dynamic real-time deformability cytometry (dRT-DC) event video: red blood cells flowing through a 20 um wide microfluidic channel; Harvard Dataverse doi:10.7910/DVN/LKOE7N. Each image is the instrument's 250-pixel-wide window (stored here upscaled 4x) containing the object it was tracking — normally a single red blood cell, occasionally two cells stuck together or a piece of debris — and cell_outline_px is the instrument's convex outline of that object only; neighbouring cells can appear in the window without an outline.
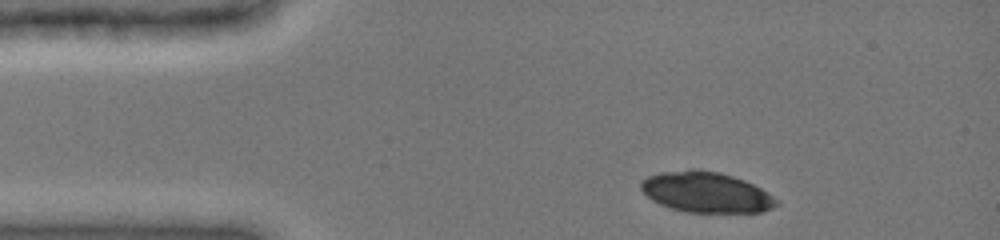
{"species": "common noctule bat (a hibernating species)", "species_latin": "Nyctalus noctula", "temperature_condition": "cold", "stored_images_in_passage": 8, "camera_frame_rate_fps": 3000, "um_per_image_px": 0.085, "animal": {"sex": "female", "body_mass_g": 19.0, "forearm_length_mm": 51.5}, "frame": {"image": 1, "passage_image": 1, "time_ms": 0.0, "image_size_px": [1000, 240], "cell_outline_px": [[780, 204], [772, 208], [760, 212], [684, 212], [668, 208], [652, 200], [640, 188], [640, 184], [648, 176], [660, 172], [692, 168], [720, 172], [744, 180], [768, 192], [780, 200]], "centroid_in_image_um": [60.03, 16.34], "position_along_channel_um": 25.0, "area_um2": 32.25}}